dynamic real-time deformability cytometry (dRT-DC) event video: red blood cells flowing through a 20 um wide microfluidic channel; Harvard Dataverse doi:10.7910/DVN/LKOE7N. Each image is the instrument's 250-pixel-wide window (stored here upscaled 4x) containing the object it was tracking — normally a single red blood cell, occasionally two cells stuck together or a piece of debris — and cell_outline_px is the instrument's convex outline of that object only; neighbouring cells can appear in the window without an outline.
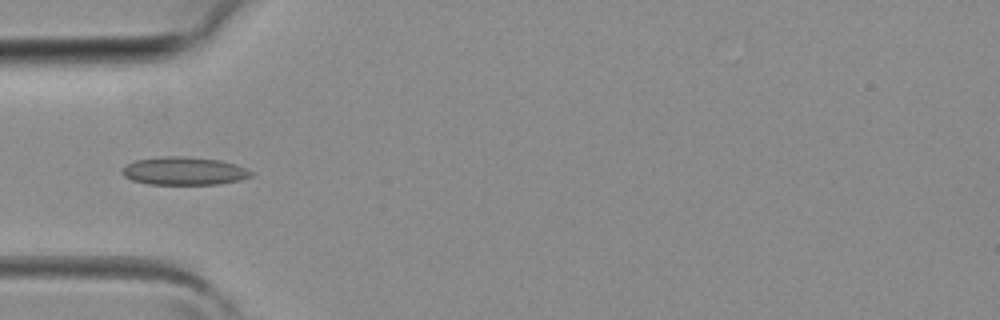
{"species": "common noctule bat (a hibernating species)", "species_latin": "Nyctalus noctula", "temperature_condition": "room temperature", "stored_images_in_passage": 4, "camera_frame_rate_fps": 3000, "um_per_image_px": 0.085, "animal": {"sex": "female", "body_mass_g": 19.3, "forearm_length_mm": 54.1}, "frame": {"image": 1, "passage_image": 4, "time_ms": 1.0, "image_size_px": [1000, 320], "cell_outline_px": [[252, 176], [240, 180], [220, 184], [148, 184], [132, 180], [124, 176], [120, 172], [128, 164], [136, 160], [164, 156], [184, 156], [220, 160], [236, 164], [252, 172]], "centroid_in_image_um": [15.65, 14.53], "position_along_channel_um": 69.3, "area_um2": 20.98}}